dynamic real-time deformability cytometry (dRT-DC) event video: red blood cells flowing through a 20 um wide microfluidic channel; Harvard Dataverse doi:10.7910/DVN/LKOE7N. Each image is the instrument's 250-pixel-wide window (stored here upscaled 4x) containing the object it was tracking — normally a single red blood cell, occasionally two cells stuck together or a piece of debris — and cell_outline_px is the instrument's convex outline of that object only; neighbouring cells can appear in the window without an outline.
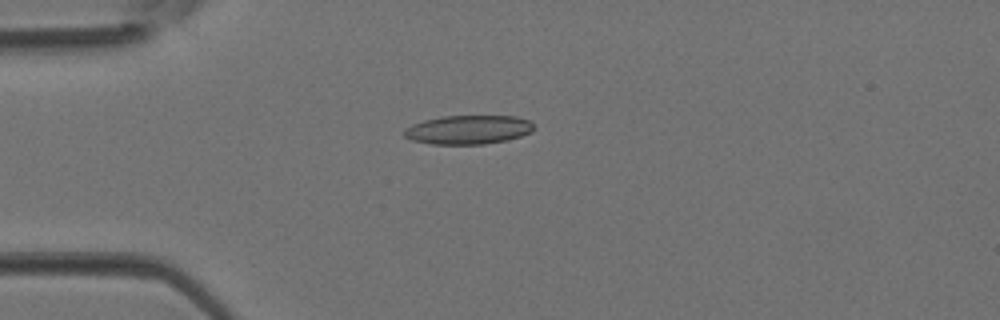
{"species": "Egyptian fruit bat (a non-hibernating species)", "species_latin": "Rousettus aegyptiacus", "temperature_condition": "room temperature", "stored_images_in_passage": 2, "camera_frame_rate_fps": 3000, "um_per_image_px": 0.085, "animal": {"sex": "female"}, "frame": {"image": 1, "passage_image": 1, "time_ms": 0.0, "image_size_px": [1000, 320], "cell_outline_px": [[536, 128], [532, 132], [508, 140], [484, 144], [432, 144], [412, 140], [404, 136], [404, 128], [412, 124], [424, 120], [440, 116], [516, 116], [528, 120]], "centroid_in_image_um": [39.8, 11.02], "position_along_channel_um": 45.2, "area_um2": 21.96}}
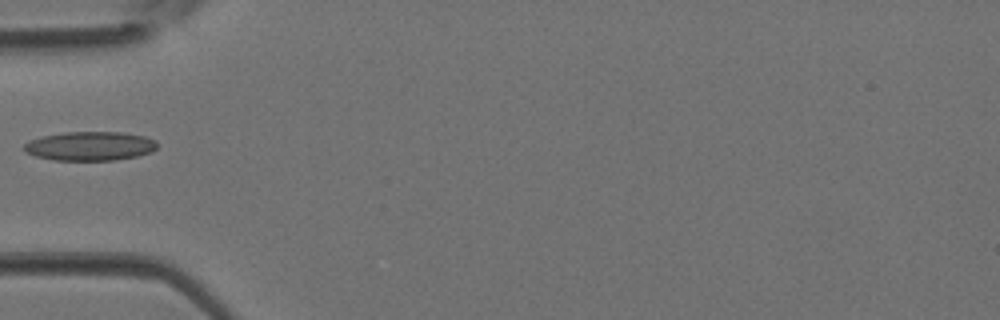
{"frame": {"image": 2, "passage_image": 2, "time_ms": 0.333, "image_size_px": [1000, 320], "cell_outline_px": [[156, 148], [152, 152], [136, 156], [112, 160], [52, 160], [36, 156], [24, 152], [24, 144], [28, 140], [44, 136], [64, 132], [120, 132], [144, 136], [156, 140]], "centroid_in_image_um": [7.63, 12.41], "position_along_channel_um": 77.4, "area_um2": 22.48}}